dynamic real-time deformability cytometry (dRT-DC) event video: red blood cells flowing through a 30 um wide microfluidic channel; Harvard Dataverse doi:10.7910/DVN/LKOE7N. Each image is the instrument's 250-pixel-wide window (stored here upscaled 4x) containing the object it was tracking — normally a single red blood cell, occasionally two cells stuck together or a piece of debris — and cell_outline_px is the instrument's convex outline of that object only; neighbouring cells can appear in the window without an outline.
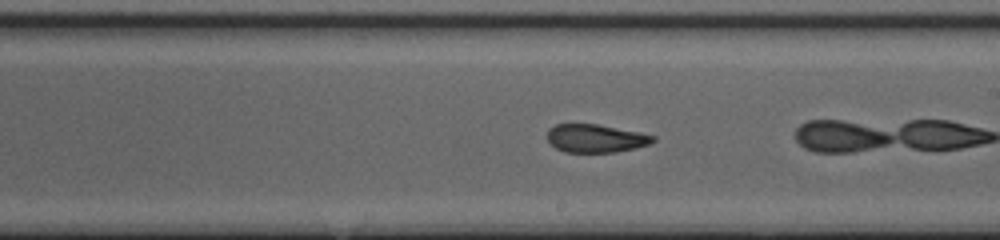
{"species": "common noctule bat (a hibernating species)", "species_latin": "Nyctalus noctula", "temperature_condition": "cold", "stored_images_in_passage": 12, "camera_frame_rate_fps": 3000, "um_per_image_px": 0.085, "animal": {"sex": "female", "body_mass_g": 20.0, "forearm_length_mm": 54.0}, "frame": {"image": 1, "passage_image": 10, "time_ms": 3.0, "image_size_px": [1000, 240], "cell_outline_px": [[656, 140], [652, 144], [616, 152], [564, 152], [556, 148], [548, 140], [548, 128], [556, 124], [600, 124], [640, 132], [656, 136]], "centroid_in_image_um": [50.67, 11.75], "position_along_channel_um": 238.3, "area_um2": 17.51}}